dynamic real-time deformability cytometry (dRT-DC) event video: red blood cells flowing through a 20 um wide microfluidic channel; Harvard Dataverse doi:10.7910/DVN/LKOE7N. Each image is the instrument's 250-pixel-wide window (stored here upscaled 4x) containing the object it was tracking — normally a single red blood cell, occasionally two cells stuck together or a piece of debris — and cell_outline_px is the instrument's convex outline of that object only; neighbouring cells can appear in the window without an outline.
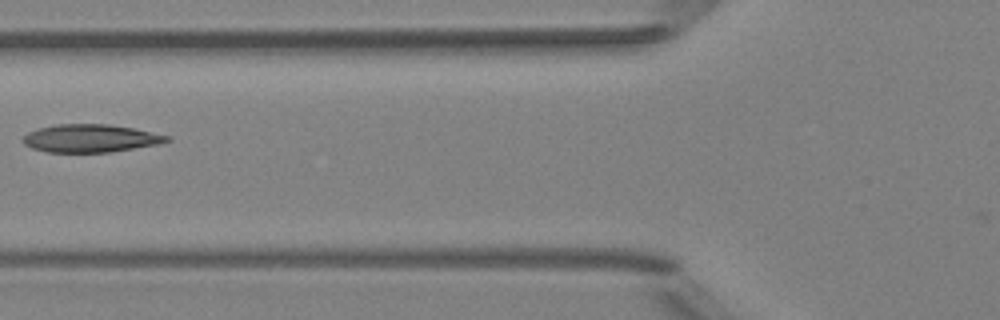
{"species": "Egyptian fruit bat (a non-hibernating species)", "species_latin": "Rousettus aegyptiacus", "temperature_condition": "room temperature", "stored_images_in_passage": 6, "camera_frame_rate_fps": 3000, "um_per_image_px": 0.085, "animal": {"sex": "female"}, "frame": {"image": 1, "passage_image": 5, "time_ms": 5.333, "image_size_px": [1000, 320], "cell_outline_px": [[172, 140], [160, 144], [108, 152], [48, 152], [32, 148], [24, 144], [20, 140], [28, 132], [36, 128], [56, 124], [108, 124], [132, 128], [172, 136]], "centroid_in_image_um": [7.69, 11.75], "position_along_channel_um": 118.1, "area_um2": 23.52}}
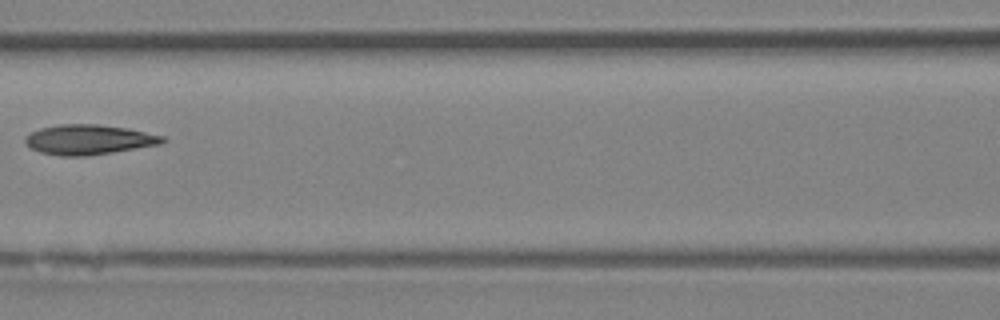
{"frame": {"image": 2, "passage_image": 6, "time_ms": 6.333, "image_size_px": [1000, 320], "cell_outline_px": [[168, 140], [160, 144], [112, 152], [84, 156], [60, 156], [40, 152], [32, 148], [24, 140], [24, 136], [40, 128], [60, 124], [96, 124], [128, 128], [164, 136]], "centroid_in_image_um": [7.55, 11.86], "position_along_channel_um": 159.1, "area_um2": 23.81}}